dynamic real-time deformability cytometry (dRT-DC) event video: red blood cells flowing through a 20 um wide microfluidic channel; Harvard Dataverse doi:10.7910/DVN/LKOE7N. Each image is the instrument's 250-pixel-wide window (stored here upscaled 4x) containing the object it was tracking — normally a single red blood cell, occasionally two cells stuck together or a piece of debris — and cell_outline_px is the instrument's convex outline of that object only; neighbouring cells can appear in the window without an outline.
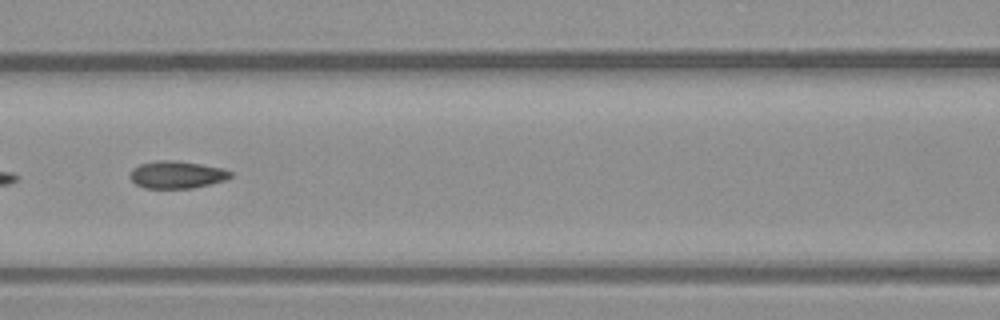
{"species": "common noctule bat (a hibernating species)", "species_latin": "Nyctalus noctula", "temperature_condition": "warm", "stored_images_in_passage": 8, "camera_frame_rate_fps": 3000, "um_per_image_px": 0.085, "animal": {"sex": "male", "body_mass_g": 23.1, "forearm_length_mm": 52.7}, "frame": {"image": 1, "passage_image": 6, "time_ms": 1.667, "image_size_px": [1000, 320], "cell_outline_px": [[232, 176], [224, 180], [192, 188], [144, 188], [136, 184], [128, 176], [132, 168], [140, 164], [160, 160], [176, 160], [200, 164], [220, 168], [232, 172]], "centroid_in_image_um": [14.98, 14.84], "position_along_channel_um": 151.6, "area_um2": 15.9}}
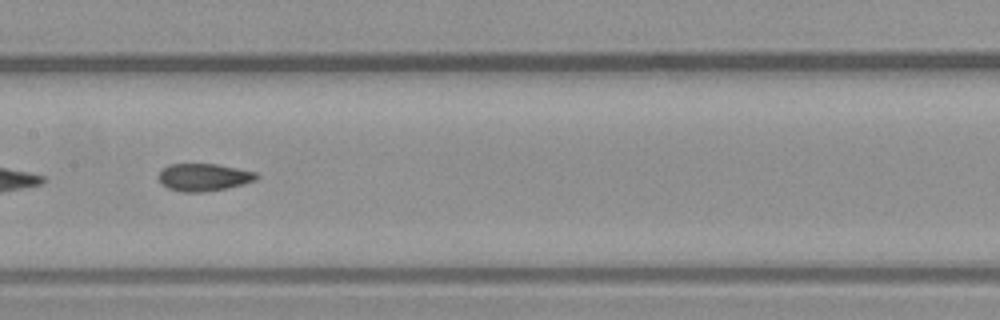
{"frame": {"image": 2, "passage_image": 7, "time_ms": 2.0, "image_size_px": [1000, 320], "cell_outline_px": [[260, 176], [256, 180], [244, 184], [204, 192], [180, 192], [168, 188], [160, 180], [160, 172], [168, 164], [216, 164], [256, 172]], "centroid_in_image_um": [17.35, 15.06], "position_along_channel_um": 190.0, "area_um2": 15.49}}
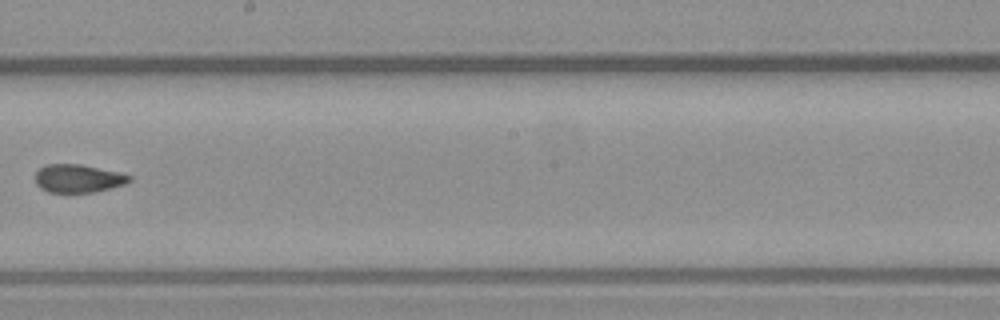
{"frame": {"image": 3, "passage_image": 8, "time_ms": 2.333, "image_size_px": [1000, 320], "cell_outline_px": [[132, 180], [124, 184], [92, 192], [48, 192], [40, 188], [36, 184], [36, 172], [44, 164], [80, 164], [120, 172], [132, 176]], "centroid_in_image_um": [6.63, 15.15], "position_along_channel_um": 241.6, "area_um2": 15.37}}